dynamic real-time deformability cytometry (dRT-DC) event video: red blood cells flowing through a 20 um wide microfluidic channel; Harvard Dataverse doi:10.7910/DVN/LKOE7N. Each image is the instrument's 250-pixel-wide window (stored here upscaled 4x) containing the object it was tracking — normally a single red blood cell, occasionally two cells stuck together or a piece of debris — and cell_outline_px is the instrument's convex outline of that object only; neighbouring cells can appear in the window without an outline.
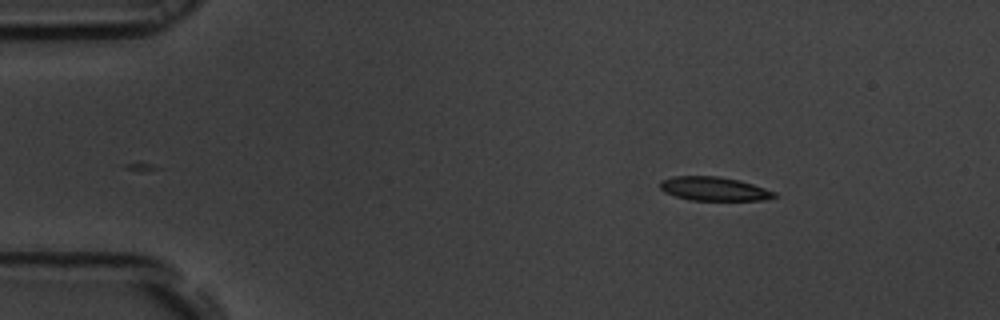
{"species": "common noctule bat (a hibernating species)", "species_latin": "Nyctalus noctula", "temperature_condition": "room temperature", "stored_images_in_passage": 48, "camera_frame_rate_fps": 3000, "um_per_image_px": 0.085, "animal": {"sex": "male", "body_mass_g": 19.5, "forearm_length_mm": 54.6}, "frame": {"image": 1, "passage_image": 1, "time_ms": 0.0, "image_size_px": [1000, 320], "cell_outline_px": [[776, 196], [764, 200], [692, 200], [676, 196], [664, 192], [660, 188], [660, 180], [672, 176], [720, 176], [740, 180], [776, 192]], "centroid_in_image_um": [60.67, 16.04], "position_along_channel_um": 24.3, "area_um2": 15.84}}
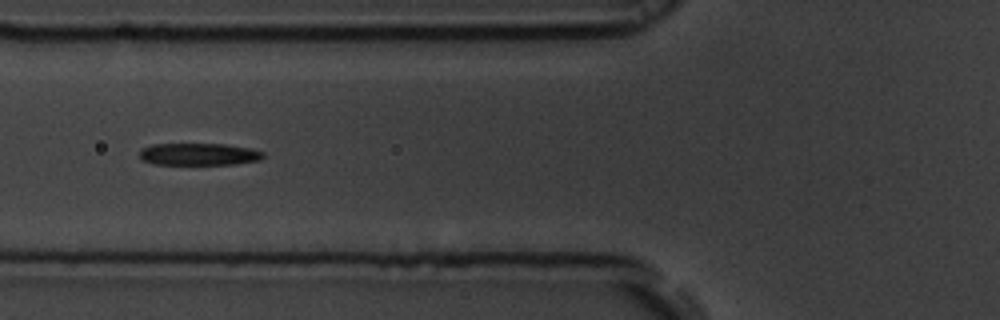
{"frame": {"image": 2, "passage_image": 14, "time_ms": 4.333, "image_size_px": [1000, 320], "cell_outline_px": [[264, 156], [260, 160], [232, 164], [156, 164], [144, 160], [140, 156], [140, 148], [152, 144], [224, 144], [252, 148], [264, 152]], "centroid_in_image_um": [16.92, 13.1], "position_along_channel_um": 108.9, "area_um2": 15.9}}
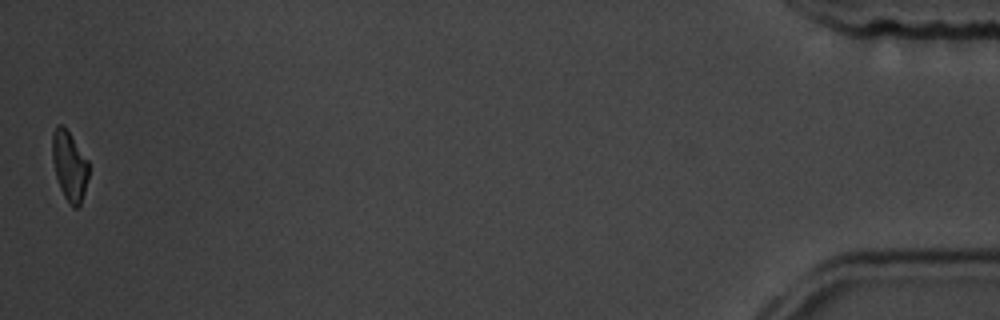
{"frame": {"image": 3, "passage_image": 48, "time_ms": 15.667, "image_size_px": [1000, 320], "cell_outline_px": [[88, 176], [84, 192], [80, 204], [76, 208], [72, 208], [68, 204], [60, 188], [56, 176], [52, 160], [52, 132], [56, 124], [64, 124], [88, 160]], "centroid_in_image_um": [5.88, 14.06], "position_along_channel_um": 429.3, "area_um2": 14.91}, "authors_computed_cell_mechanics": {"area_um2": 16.9354, "velocity_mm_per_s": 3.678, "shape_relaxation_time_tau1_ms": 3.0886, "shape_relaxation_time_tau2_ms": 1.2767, "deformation_change_tau1": 0.1533, "deformation_change_tau2": 0.0877}}